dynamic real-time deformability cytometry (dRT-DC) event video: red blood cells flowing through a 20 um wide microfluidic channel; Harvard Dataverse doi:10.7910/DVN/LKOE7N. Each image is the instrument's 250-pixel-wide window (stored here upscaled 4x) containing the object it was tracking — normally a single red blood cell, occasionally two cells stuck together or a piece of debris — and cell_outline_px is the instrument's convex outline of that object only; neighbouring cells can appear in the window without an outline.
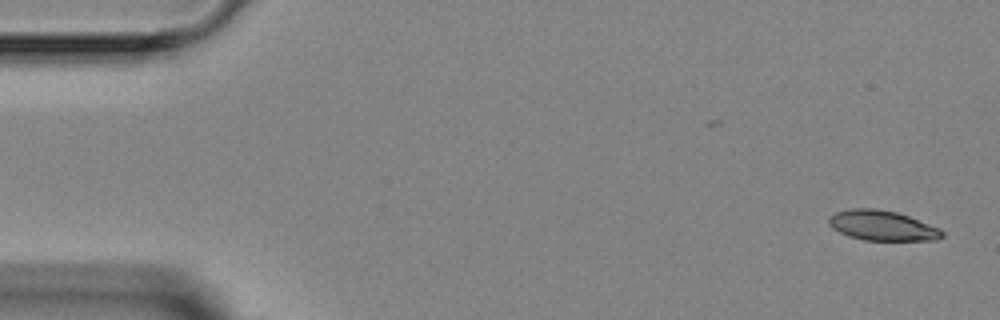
{"species": "Egyptian fruit bat (a non-hibernating species)", "species_latin": "Rousettus aegyptiacus", "temperature_condition": "room temperature", "stored_images_in_passage": 5, "camera_frame_rate_fps": 3000, "um_per_image_px": 0.085, "animal": {"sex": "female"}, "frame": {"image": 1, "passage_image": 1, "time_ms": 0.0, "image_size_px": [1000, 320], "cell_outline_px": [[944, 236], [936, 240], [864, 240], [848, 236], [832, 228], [828, 224], [828, 216], [836, 212], [852, 208], [876, 208], [896, 212], [908, 216], [940, 228], [944, 232]], "centroid_in_image_um": [74.97, 19.17], "position_along_channel_um": 10.0, "area_um2": 19.88}}
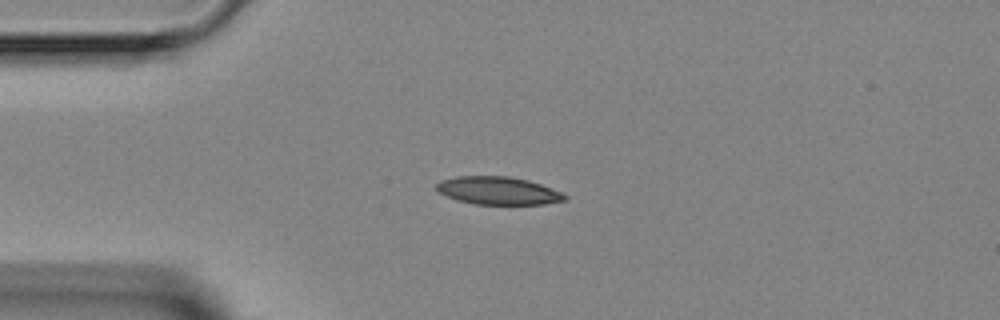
{"frame": {"image": 2, "passage_image": 4, "time_ms": 3.333, "image_size_px": [1000, 320], "cell_outline_px": [[568, 196], [564, 200], [544, 204], [476, 204], [456, 200], [440, 192], [436, 188], [436, 184], [440, 180], [456, 176], [508, 176], [528, 180], [540, 184], [560, 192]], "centroid_in_image_um": [42.31, 16.2], "position_along_channel_um": 42.7, "area_um2": 20.63}}
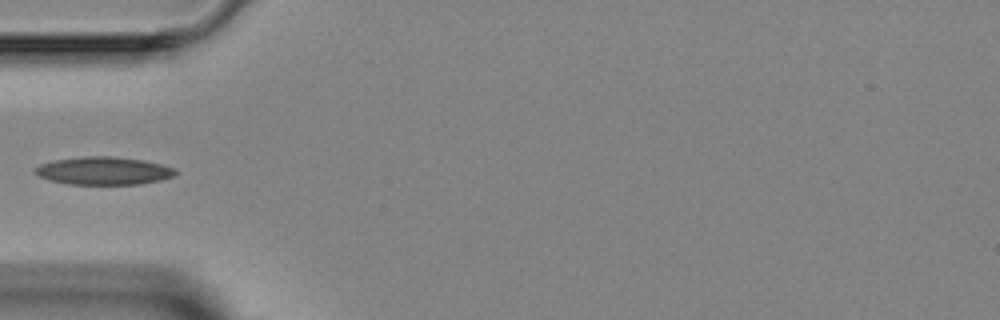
{"frame": {"image": 3, "passage_image": 5, "time_ms": 4.667, "image_size_px": [1000, 320], "cell_outline_px": [[176, 172], [172, 176], [160, 180], [140, 184], [68, 184], [48, 180], [32, 172], [40, 164], [52, 160], [84, 156], [112, 156], [144, 160], [176, 168]], "centroid_in_image_um": [8.78, 14.51], "position_along_channel_um": 76.2, "area_um2": 22.83}}